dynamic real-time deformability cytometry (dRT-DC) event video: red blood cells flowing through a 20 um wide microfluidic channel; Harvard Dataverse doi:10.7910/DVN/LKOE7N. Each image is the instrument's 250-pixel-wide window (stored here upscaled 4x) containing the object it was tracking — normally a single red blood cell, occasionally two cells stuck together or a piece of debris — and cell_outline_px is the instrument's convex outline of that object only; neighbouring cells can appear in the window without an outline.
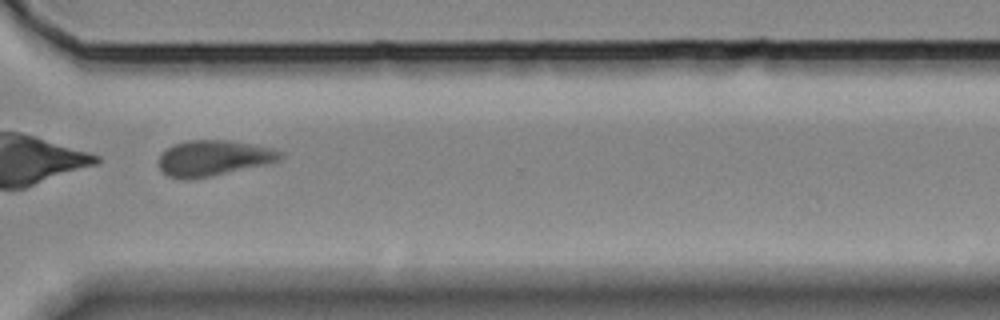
{"species": "Egyptian fruit bat (a non-hibernating species)", "species_latin": "Rousettus aegyptiacus", "temperature_condition": "room temperature", "stored_images_in_passage": 28, "camera_frame_rate_fps": 3000, "um_per_image_px": 0.085, "animal": {"sex": "female"}, "frame": {"image": 1, "passage_image": 23, "time_ms": 7.333, "image_size_px": [1000, 320], "cell_outline_px": [[284, 156], [280, 160], [268, 164], [212, 176], [184, 180], [168, 176], [160, 172], [156, 164], [156, 160], [172, 144], [188, 140], [228, 140], [272, 148], [284, 152]], "centroid_in_image_um": [18.11, 13.45], "position_along_channel_um": 352.5, "area_um2": 25.66}}